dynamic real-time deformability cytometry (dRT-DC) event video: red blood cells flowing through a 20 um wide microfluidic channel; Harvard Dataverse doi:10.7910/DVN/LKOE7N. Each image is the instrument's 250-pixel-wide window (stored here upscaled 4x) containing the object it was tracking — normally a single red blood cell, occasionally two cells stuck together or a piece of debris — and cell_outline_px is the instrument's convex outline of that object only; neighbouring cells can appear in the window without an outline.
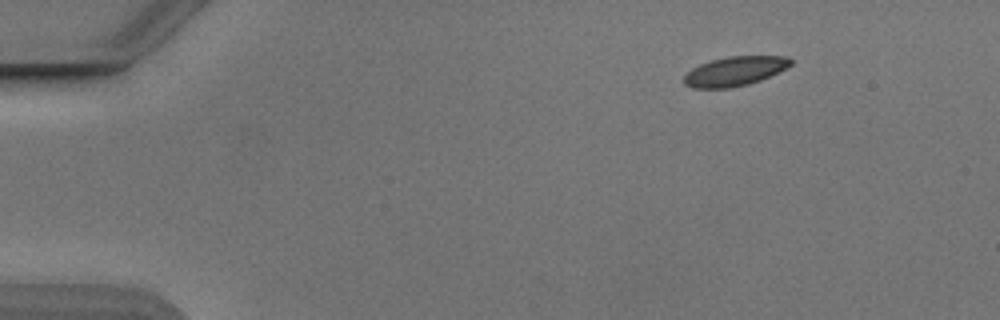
{"species": "Egyptian fruit bat (a non-hibernating species)", "species_latin": "Rousettus aegyptiacus", "temperature_condition": "cold", "stored_images_in_passage": 47, "camera_frame_rate_fps": 3000, "um_per_image_px": 0.085, "animal": {"sex": "male"}, "frame": {"image": 1, "passage_image": 1, "time_ms": 0.0, "image_size_px": [1000, 320], "cell_outline_px": [[792, 64], [760, 80], [748, 84], [728, 88], [692, 88], [684, 84], [684, 76], [692, 68], [700, 64], [712, 60], [728, 56], [788, 56], [792, 60]], "centroid_in_image_um": [62.43, 6.05], "position_along_channel_um": 22.6, "area_um2": 18.03}}
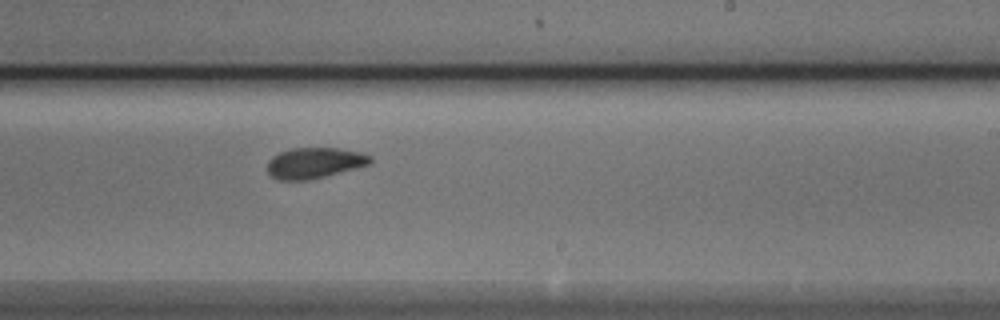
{"frame": {"image": 2, "passage_image": 27, "time_ms": 8.667, "image_size_px": [1000, 320], "cell_outline_px": [[372, 160], [368, 164], [324, 176], [304, 180], [280, 180], [272, 176], [268, 172], [268, 160], [272, 156], [280, 152], [292, 148], [340, 148], [360, 152], [372, 156]], "centroid_in_image_um": [26.7, 13.83], "position_along_channel_um": 262.3, "area_um2": 18.15}}
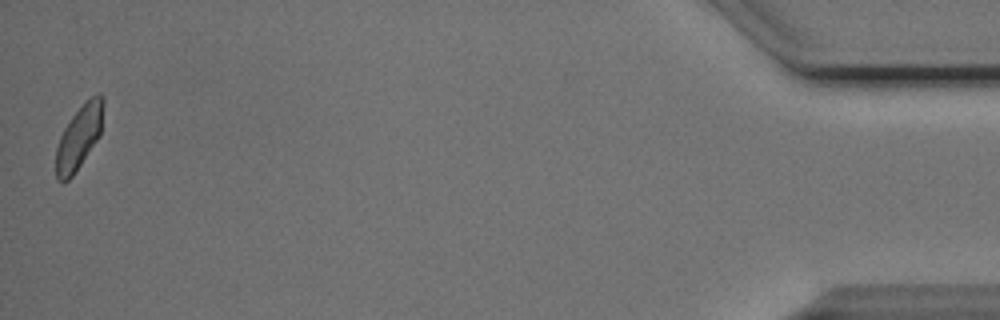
{"frame": {"image": 3, "passage_image": 47, "time_ms": 15.333, "image_size_px": [1000, 320], "cell_outline_px": [[104, 104], [100, 136], [72, 176], [68, 180], [56, 180], [56, 148], [60, 136], [64, 128], [72, 116], [92, 96], [100, 92], [104, 96]], "centroid_in_image_um": [6.73, 11.65], "position_along_channel_um": 428.5, "area_um2": 17.34}, "authors_computed_cell_mechanics": {"area_um2": 18.7272, "velocity_mm_per_s": 3.843, "shape_relaxation_time_tau1_ms": 5.5395, "shape_relaxation_time_tau2_ms": 3.1003, "deformation_change_tau1": 0.1089, "deformation_change_tau2": 0.0641}}